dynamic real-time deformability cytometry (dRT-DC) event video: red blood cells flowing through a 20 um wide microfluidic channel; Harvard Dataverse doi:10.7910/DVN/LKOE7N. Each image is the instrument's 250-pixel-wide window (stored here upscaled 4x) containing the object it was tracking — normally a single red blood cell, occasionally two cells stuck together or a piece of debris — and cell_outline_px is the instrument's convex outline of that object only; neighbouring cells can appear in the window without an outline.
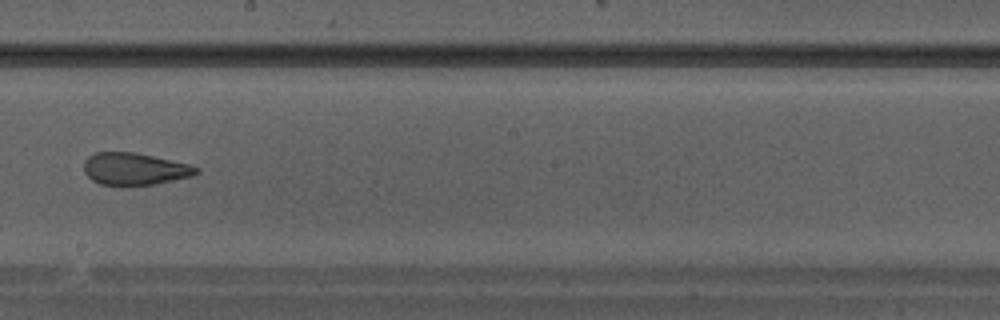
{"species": "Egyptian fruit bat (a non-hibernating species)", "species_latin": "Rousettus aegyptiacus", "temperature_condition": "warm", "stored_images_in_passage": 35, "camera_frame_rate_fps": 3000, "um_per_image_px": 0.085, "animal": {"sex": "male"}, "frame": {"image": 1, "passage_image": 20, "time_ms": 6.333, "image_size_px": [1000, 320], "cell_outline_px": [[200, 172], [192, 176], [152, 184], [120, 188], [100, 184], [92, 180], [84, 172], [84, 160], [88, 156], [96, 152], [132, 152], [192, 164], [200, 168]], "centroid_in_image_um": [11.43, 14.38], "position_along_channel_um": 236.8, "area_um2": 21.56}}